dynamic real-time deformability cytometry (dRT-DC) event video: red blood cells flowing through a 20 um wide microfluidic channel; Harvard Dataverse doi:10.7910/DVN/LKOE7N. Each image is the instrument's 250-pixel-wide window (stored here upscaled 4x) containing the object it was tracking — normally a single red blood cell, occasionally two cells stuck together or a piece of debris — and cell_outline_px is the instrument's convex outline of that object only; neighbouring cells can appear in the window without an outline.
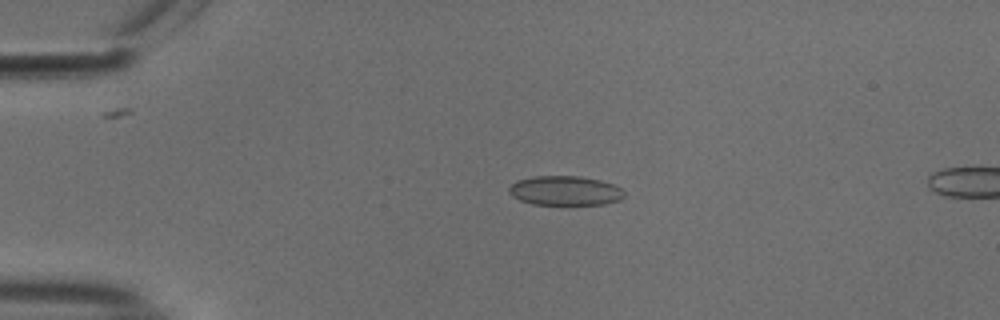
{"species": "common noctule bat (a hibernating species)", "species_latin": "Nyctalus noctula", "temperature_condition": "cold", "stored_images_in_passage": 8, "camera_frame_rate_fps": 3000, "um_per_image_px": 0.085, "animal": {"sex": "male", "body_mass_g": 18.8}, "frame": {"image": 1, "passage_image": 3, "time_ms": 0.667, "image_size_px": [1000, 320], "cell_outline_px": [[624, 196], [620, 200], [604, 204], [532, 204], [520, 200], [512, 196], [508, 192], [508, 188], [516, 180], [532, 176], [580, 176], [600, 180], [612, 184], [620, 188], [624, 192]], "centroid_in_image_um": [48.0, 16.2], "position_along_channel_um": 37.0, "area_um2": 19.77}}